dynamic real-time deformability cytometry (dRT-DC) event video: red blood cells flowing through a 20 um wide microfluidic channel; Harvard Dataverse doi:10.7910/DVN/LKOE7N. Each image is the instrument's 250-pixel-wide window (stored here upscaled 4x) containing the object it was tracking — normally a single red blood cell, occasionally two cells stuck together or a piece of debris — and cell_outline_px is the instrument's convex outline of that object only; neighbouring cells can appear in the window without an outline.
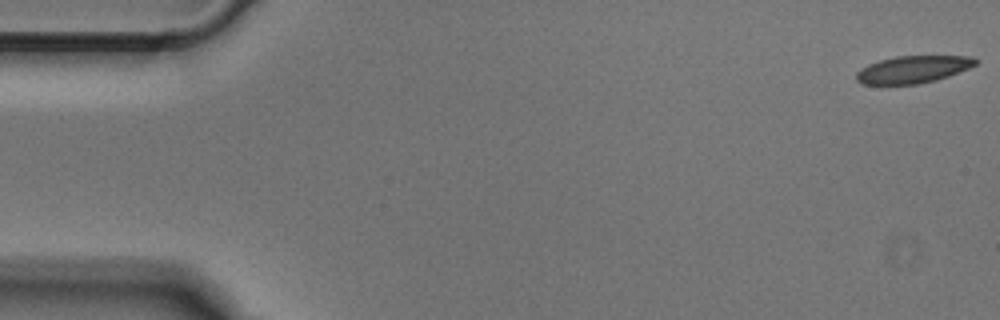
{"species": "Egyptian fruit bat (a non-hibernating species)", "species_latin": "Rousettus aegyptiacus", "temperature_condition": "cold", "stored_images_in_passage": 50, "camera_frame_rate_fps": 3000, "um_per_image_px": 0.085, "animal": {"sex": "male"}, "frame": {"image": 1, "passage_image": 1, "time_ms": 0.0, "image_size_px": [1000, 320], "cell_outline_px": [[980, 60], [976, 64], [968, 68], [948, 76], [936, 80], [916, 84], [864, 84], [856, 80], [856, 72], [860, 68], [868, 64], [880, 60], [896, 56], [972, 56]], "centroid_in_image_um": [77.6, 5.89], "position_along_channel_um": 7.4, "area_um2": 18.9}}
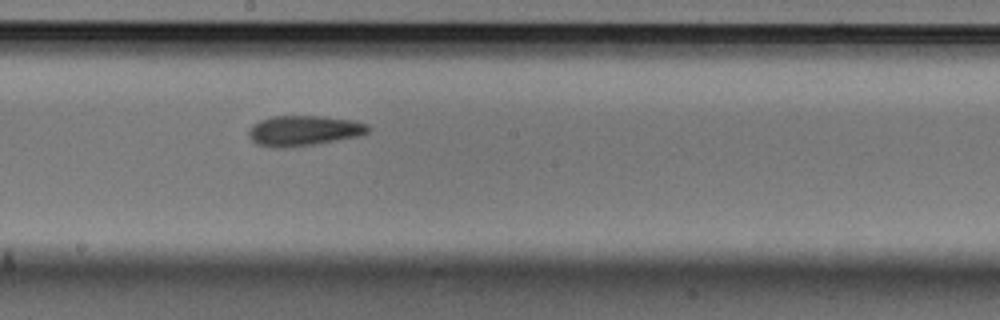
{"frame": {"image": 2, "passage_image": 27, "time_ms": 8.667, "image_size_px": [1000, 320], "cell_outline_px": [[372, 128], [368, 132], [360, 136], [316, 144], [284, 148], [272, 148], [256, 144], [248, 136], [248, 132], [252, 124], [260, 120], [272, 116], [324, 116], [352, 120], [368, 124]], "centroid_in_image_um": [25.82, 11.11], "position_along_channel_um": 222.4, "area_um2": 21.39}}
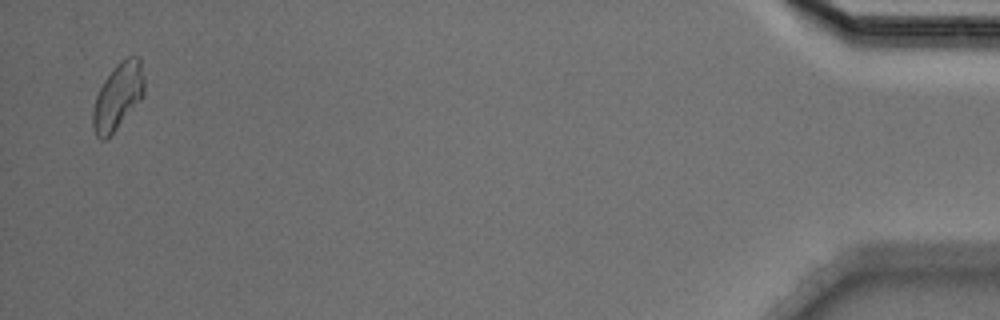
{"frame": {"image": 3, "passage_image": 49, "time_ms": 16.0, "image_size_px": [1000, 320], "cell_outline_px": [[144, 96], [116, 128], [104, 140], [100, 140], [96, 136], [92, 128], [92, 112], [96, 96], [104, 80], [116, 64], [120, 60], [128, 56], [140, 56], [144, 76]], "centroid_in_image_um": [10.03, 8.16], "position_along_channel_um": 425.2, "area_um2": 19.88}}